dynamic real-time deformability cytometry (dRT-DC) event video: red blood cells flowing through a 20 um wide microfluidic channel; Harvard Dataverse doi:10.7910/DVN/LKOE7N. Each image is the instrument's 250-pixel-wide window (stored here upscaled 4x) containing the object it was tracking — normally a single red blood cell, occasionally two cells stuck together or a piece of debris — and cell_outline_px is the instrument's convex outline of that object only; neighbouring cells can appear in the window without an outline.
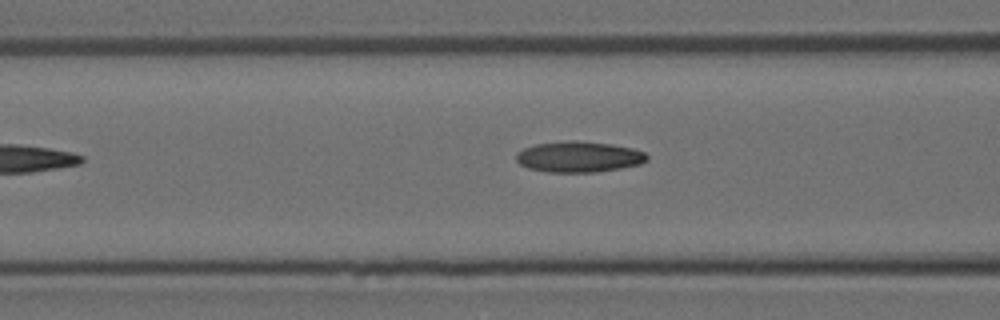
{"species": "Egyptian fruit bat (a non-hibernating species)", "species_latin": "Rousettus aegyptiacus", "temperature_condition": "room temperature", "stored_images_in_passage": 7, "camera_frame_rate_fps": 3000, "um_per_image_px": 0.085, "animal": {"sex": "female"}, "frame": {"image": 1, "passage_image": 5, "time_ms": 4.667, "image_size_px": [1000, 320], "cell_outline_px": [[648, 160], [640, 164], [620, 168], [596, 172], [548, 172], [528, 168], [520, 164], [516, 160], [516, 152], [524, 148], [536, 144], [568, 140], [576, 140], [612, 144], [632, 148], [644, 152], [648, 156]], "centroid_in_image_um": [49.19, 13.32], "position_along_channel_um": 117.4, "area_um2": 23.58}}
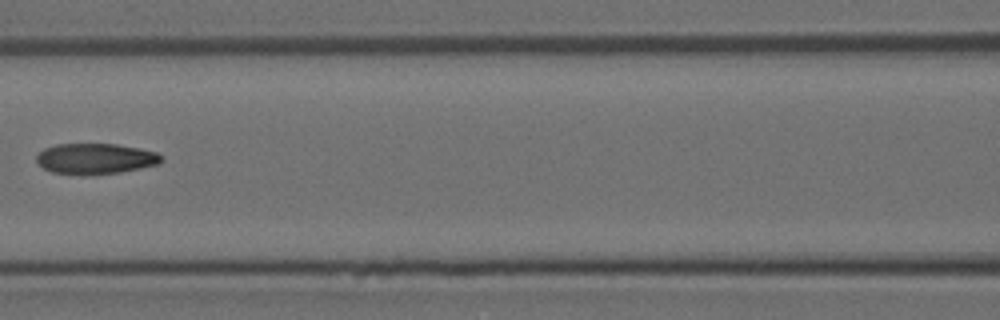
{"frame": {"image": 2, "passage_image": 6, "time_ms": 5.667, "image_size_px": [1000, 320], "cell_outline_px": [[160, 164], [120, 172], [88, 176], [84, 176], [52, 172], [44, 168], [36, 160], [36, 156], [44, 148], [56, 144], [116, 144], [140, 148], [156, 152], [160, 156]], "centroid_in_image_um": [8.09, 13.5], "position_along_channel_um": 158.5, "area_um2": 22.43}}
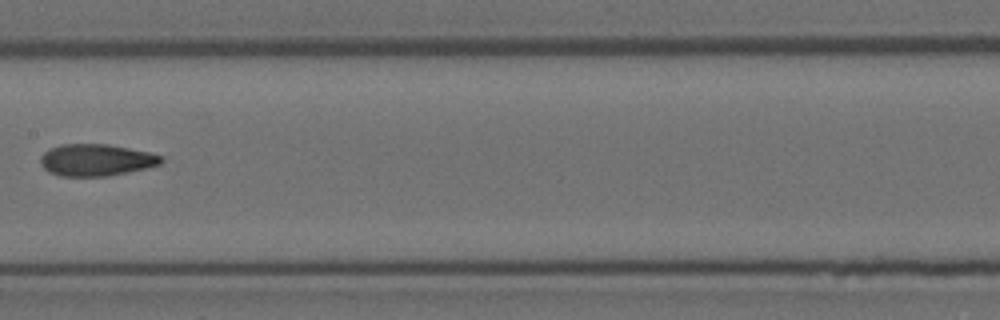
{"frame": {"image": 3, "passage_image": 7, "time_ms": 6.667, "image_size_px": [1000, 320], "cell_outline_px": [[164, 160], [160, 164], [144, 168], [108, 176], [60, 176], [48, 172], [44, 168], [40, 160], [40, 156], [48, 148], [60, 144], [108, 144], [148, 152], [160, 156]], "centroid_in_image_um": [8.11, 13.59], "position_along_channel_um": 199.3, "area_um2": 22.31}}